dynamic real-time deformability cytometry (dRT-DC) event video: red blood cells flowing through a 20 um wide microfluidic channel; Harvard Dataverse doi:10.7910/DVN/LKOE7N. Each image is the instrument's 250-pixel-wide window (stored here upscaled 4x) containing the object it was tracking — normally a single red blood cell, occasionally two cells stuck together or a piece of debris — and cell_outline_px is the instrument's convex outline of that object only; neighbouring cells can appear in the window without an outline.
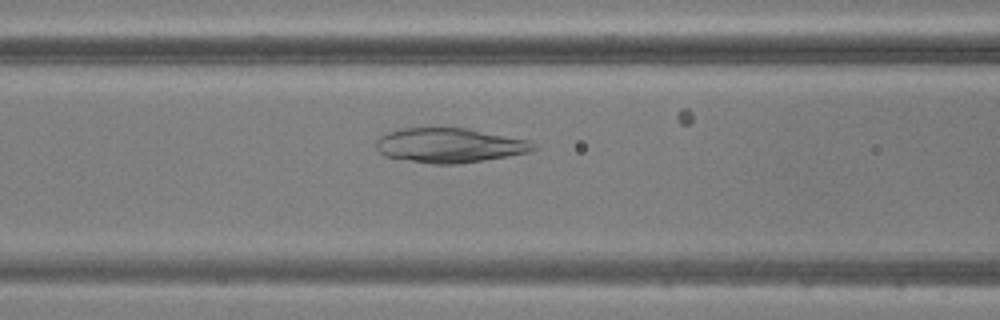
{"species": "common noctule bat (a hibernating species)", "species_latin": "Nyctalus noctula", "temperature_condition": "warm", "stored_images_in_passage": 38, "camera_frame_rate_fps": 3000, "um_per_image_px": 0.085, "animal": {"sex": "male", "body_mass_g": 20.5, "forearm_length_mm": 52.5}, "frame": {"image": 1, "passage_image": 20, "time_ms": 6.333, "image_size_px": [1000, 320], "cell_outline_px": [[536, 148], [528, 152], [508, 156], [484, 160], [456, 164], [432, 164], [384, 156], [376, 148], [376, 140], [380, 136], [388, 132], [400, 128], [468, 128], [528, 140], [536, 144]], "centroid_in_image_um": [38.19, 12.35], "position_along_channel_um": 128.4, "area_um2": 31.62}}
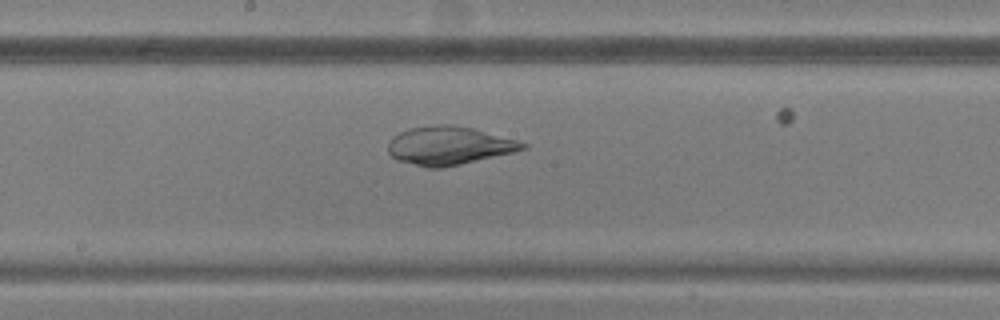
{"frame": {"image": 2, "passage_image": 26, "time_ms": 8.333, "image_size_px": [1000, 320], "cell_outline_px": [[528, 148], [512, 152], [444, 168], [428, 168], [396, 160], [388, 152], [388, 144], [392, 136], [408, 128], [436, 124], [448, 124], [472, 128], [516, 140], [528, 144]], "centroid_in_image_um": [38.12, 12.38], "position_along_channel_um": 210.1, "area_um2": 30.0}}
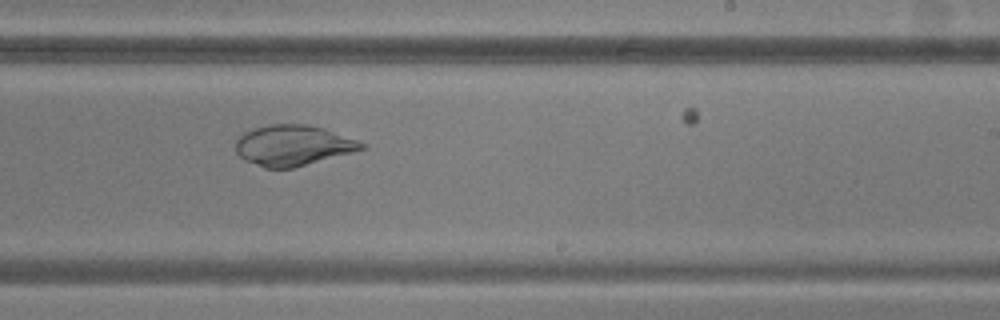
{"frame": {"image": 3, "passage_image": 30, "time_ms": 9.667, "image_size_px": [1000, 320], "cell_outline_px": [[368, 148], [292, 168], [264, 168], [244, 160], [236, 152], [236, 140], [244, 132], [256, 128], [272, 124], [308, 124], [324, 128], [368, 144]], "centroid_in_image_um": [24.92, 12.36], "position_along_channel_um": 264.1, "area_um2": 29.71}}